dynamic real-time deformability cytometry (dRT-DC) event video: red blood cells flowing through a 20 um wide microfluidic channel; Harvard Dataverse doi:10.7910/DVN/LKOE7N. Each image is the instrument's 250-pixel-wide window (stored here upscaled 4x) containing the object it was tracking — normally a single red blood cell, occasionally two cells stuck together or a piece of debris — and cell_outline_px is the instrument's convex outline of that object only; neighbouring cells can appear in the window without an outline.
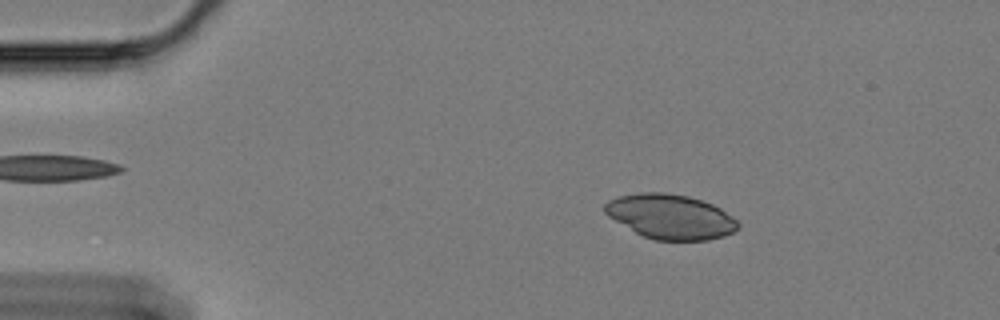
{"species": "Egyptian fruit bat (a non-hibernating species)", "species_latin": "Rousettus aegyptiacus", "temperature_condition": "cold", "stored_images_in_passage": 58, "camera_frame_rate_fps": 3000, "um_per_image_px": 0.085, "animal": {"sex": "female"}, "frame": {"image": 1, "passage_image": 9, "time_ms": 2.667, "image_size_px": [1000, 320], "cell_outline_px": [[740, 224], [732, 232], [724, 236], [708, 240], [656, 240], [644, 236], [636, 232], [608, 216], [604, 212], [604, 204], [608, 200], [620, 196], [640, 192], [664, 192], [688, 196], [712, 204], [720, 208], [732, 216]], "centroid_in_image_um": [56.98, 18.4], "position_along_channel_um": 28.0, "area_um2": 34.39}}
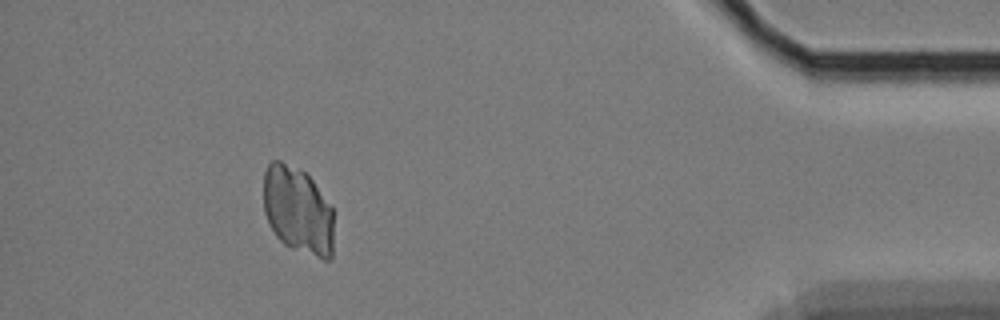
{"frame": {"image": 2, "passage_image": 53, "time_ms": 17.333, "image_size_px": [1000, 320], "cell_outline_px": [[332, 256], [328, 260], [324, 260], [292, 248], [284, 244], [276, 236], [264, 212], [264, 172], [268, 164], [272, 160], [280, 160], [304, 172], [312, 180], [332, 208]], "centroid_in_image_um": [25.3, 17.88], "position_along_channel_um": 409.9, "area_um2": 35.43}}